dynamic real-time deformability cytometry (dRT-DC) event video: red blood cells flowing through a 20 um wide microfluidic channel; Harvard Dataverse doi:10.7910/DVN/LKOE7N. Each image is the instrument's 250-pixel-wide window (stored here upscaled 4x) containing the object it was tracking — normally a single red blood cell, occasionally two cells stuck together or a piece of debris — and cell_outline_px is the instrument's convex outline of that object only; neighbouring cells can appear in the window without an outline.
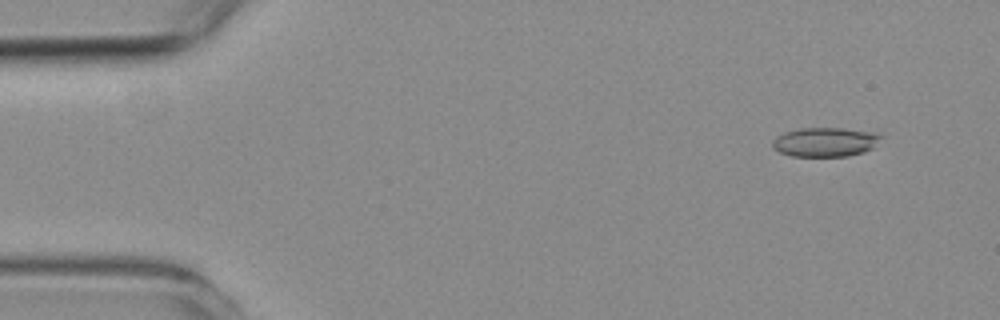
{"species": "common noctule bat (a hibernating species)", "species_latin": "Nyctalus noctula", "temperature_condition": "room temperature", "stored_images_in_passage": 7, "camera_frame_rate_fps": 3000, "um_per_image_px": 0.085, "animal": {"sex": "female", "body_mass_g": 19.3, "forearm_length_mm": 54.1}, "frame": {"image": 1, "passage_image": 1, "time_ms": 0.0, "image_size_px": [1000, 320], "cell_outline_px": [[884, 136], [872, 148], [864, 152], [848, 156], [792, 156], [780, 152], [772, 148], [772, 140], [776, 136], [784, 132], [800, 128], [844, 128], [876, 132]], "centroid_in_image_um": [70.15, 12.06], "position_along_channel_um": 14.9, "area_um2": 18.67}}